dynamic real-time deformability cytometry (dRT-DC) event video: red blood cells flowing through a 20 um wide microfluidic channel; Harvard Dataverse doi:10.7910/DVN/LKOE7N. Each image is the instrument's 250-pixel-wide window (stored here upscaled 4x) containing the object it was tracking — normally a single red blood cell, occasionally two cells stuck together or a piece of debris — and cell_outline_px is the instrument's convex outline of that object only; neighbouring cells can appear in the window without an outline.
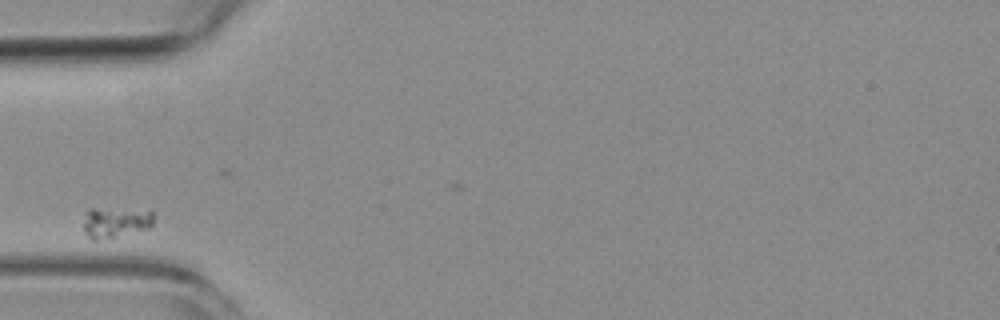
{"species": "common noctule bat (a hibernating species)", "species_latin": "Nyctalus noctula", "temperature_condition": "room temperature", "stored_images_in_passage": 4, "camera_frame_rate_fps": 3000, "um_per_image_px": 0.085, "animal": {"sex": "female", "body_mass_g": 19.3, "forearm_length_mm": 54.1}, "frame": {"image": 1, "passage_image": 1, "time_ms": 0.0, "image_size_px": [1000, 320], "cell_outline_px": [[152, 228], [116, 236], [96, 240], [92, 240], [84, 232], [84, 212], [88, 208], [152, 208]], "centroid_in_image_um": [9.85, 18.84], "position_along_channel_um": 75.2, "area_um2": 13.06}}
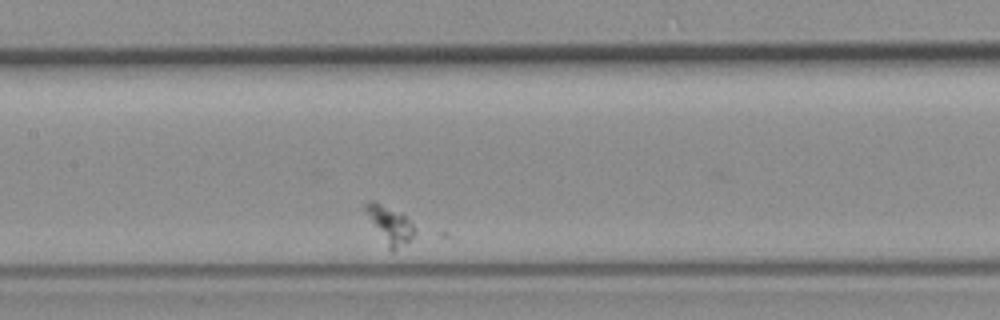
{"frame": {"image": 2, "passage_image": 4, "time_ms": 3.333, "image_size_px": [1000, 320], "cell_outline_px": [[416, 232], [408, 240], [392, 252], [388, 248], [364, 208], [364, 200], [372, 200], [400, 212], [416, 228]], "centroid_in_image_um": [33.13, 19.06], "position_along_channel_um": 174.3, "area_um2": 10.17}}